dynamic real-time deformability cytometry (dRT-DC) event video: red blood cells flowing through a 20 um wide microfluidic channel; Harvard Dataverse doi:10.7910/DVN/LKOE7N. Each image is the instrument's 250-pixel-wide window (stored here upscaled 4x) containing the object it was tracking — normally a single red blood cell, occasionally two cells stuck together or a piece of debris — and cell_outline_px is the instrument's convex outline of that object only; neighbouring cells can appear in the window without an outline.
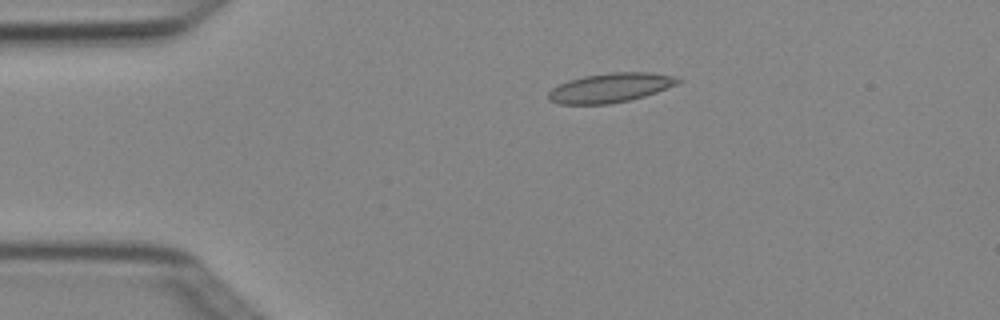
{"species": "Egyptian fruit bat (a non-hibernating species)", "species_latin": "Rousettus aegyptiacus", "temperature_condition": "cold", "stored_images_in_passage": 4, "camera_frame_rate_fps": 3000, "um_per_image_px": 0.085, "animal": {"sex": "female"}, "frame": {"image": 1, "passage_image": 3, "time_ms": 0.667, "image_size_px": [1000, 320], "cell_outline_px": [[680, 80], [676, 84], [656, 92], [644, 96], [628, 100], [608, 104], [560, 104], [548, 100], [548, 92], [552, 88], [568, 80], [584, 76], [608, 72], [652, 72], [672, 76]], "centroid_in_image_um": [51.83, 7.45], "position_along_channel_um": 33.2, "area_um2": 21.96}}